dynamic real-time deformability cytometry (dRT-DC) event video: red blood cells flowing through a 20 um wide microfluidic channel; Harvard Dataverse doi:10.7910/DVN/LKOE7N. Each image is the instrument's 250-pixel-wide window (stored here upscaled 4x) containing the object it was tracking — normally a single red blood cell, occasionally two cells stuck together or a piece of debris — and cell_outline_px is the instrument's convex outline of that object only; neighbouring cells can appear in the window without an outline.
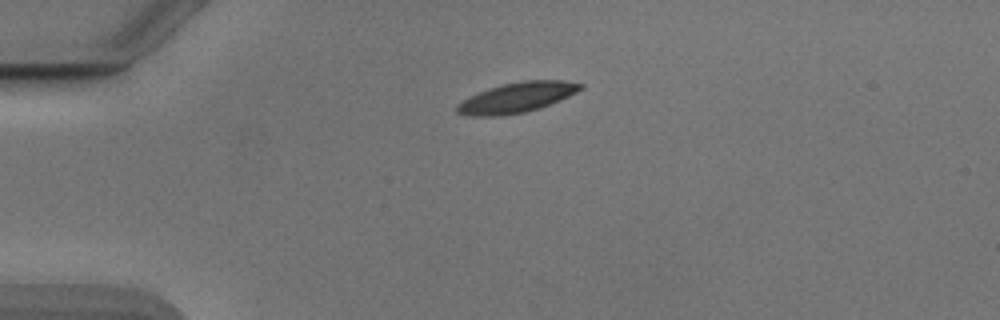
{"species": "Egyptian fruit bat (a non-hibernating species)", "species_latin": "Rousettus aegyptiacus", "temperature_condition": "cold", "stored_images_in_passage": 41, "camera_frame_rate_fps": 3000, "um_per_image_px": 0.085, "animal": {"sex": "male"}, "frame": {"image": 1, "passage_image": 1, "time_ms": 0.0, "image_size_px": [1000, 320], "cell_outline_px": [[584, 88], [560, 100], [524, 112], [500, 116], [468, 116], [456, 112], [456, 104], [488, 88], [504, 84], [524, 80], [564, 80], [584, 84]], "centroid_in_image_um": [43.94, 8.28], "position_along_channel_um": 41.1, "area_um2": 21.39}}
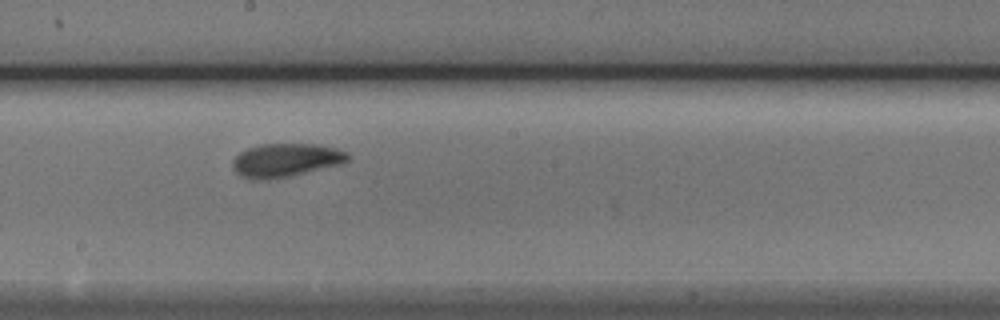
{"frame": {"image": 2, "passage_image": 18, "time_ms": 5.667, "image_size_px": [1000, 320], "cell_outline_px": [[352, 156], [344, 164], [288, 176], [252, 180], [240, 176], [232, 168], [232, 160], [240, 152], [248, 148], [260, 144], [316, 144], [336, 148], [348, 152]], "centroid_in_image_um": [24.32, 13.6], "position_along_channel_um": 223.9, "area_um2": 22.54}}
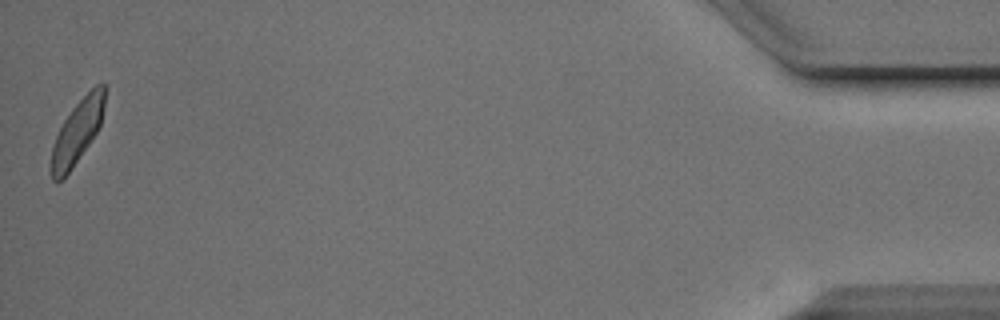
{"frame": {"image": 3, "passage_image": 41, "time_ms": 13.333, "image_size_px": [1000, 320], "cell_outline_px": [[104, 108], [100, 124], [96, 132], [88, 144], [68, 172], [56, 184], [52, 180], [52, 148], [56, 136], [64, 120], [72, 108], [96, 84], [104, 84]], "centroid_in_image_um": [6.56, 11.18], "position_along_channel_um": 428.6, "area_um2": 18.96}, "authors_computed_cell_mechanics": {"area_um2": 21.4438, "velocity_mm_per_s": 3.8433, "shape_relaxation_time_tau1_ms": 2.6999, "shape_relaxation_time_tau2_ms": 3.3303, "deformation_change_tau1": 0.1277, "deformation_change_tau2": 0.0835}}